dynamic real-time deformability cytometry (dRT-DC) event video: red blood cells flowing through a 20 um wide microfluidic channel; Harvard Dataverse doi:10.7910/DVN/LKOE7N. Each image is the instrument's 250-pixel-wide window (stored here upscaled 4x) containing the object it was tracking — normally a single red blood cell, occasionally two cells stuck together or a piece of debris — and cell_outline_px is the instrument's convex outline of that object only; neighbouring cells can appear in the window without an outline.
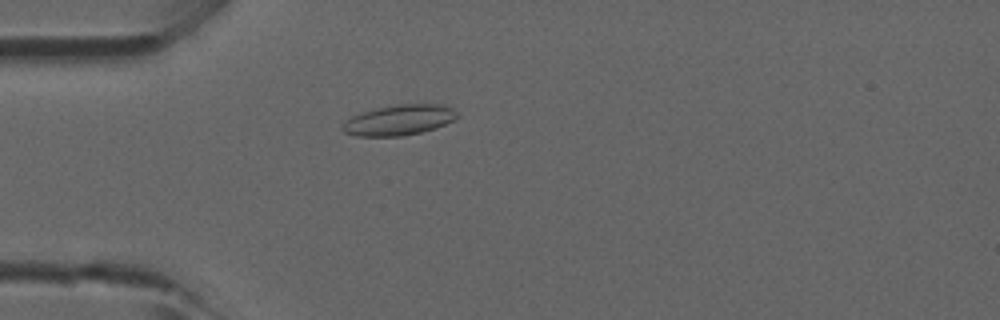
{"species": "common noctule bat (a hibernating species)", "species_latin": "Nyctalus noctula", "temperature_condition": "room temperature", "stored_images_in_passage": 46, "camera_frame_rate_fps": 3000, "um_per_image_px": 0.085, "animal": {"sex": "male", "forearm_length_mm": 52.5}, "frame": {"image": 1, "passage_image": 13, "time_ms": 4.0, "image_size_px": [1000, 320], "cell_outline_px": [[460, 116], [456, 120], [436, 128], [420, 132], [400, 136], [356, 136], [344, 132], [340, 128], [352, 116], [360, 112], [376, 108], [400, 104], [444, 104], [452, 108]], "centroid_in_image_um": [33.96, 10.2], "position_along_channel_um": 51.0, "area_um2": 20.4}}
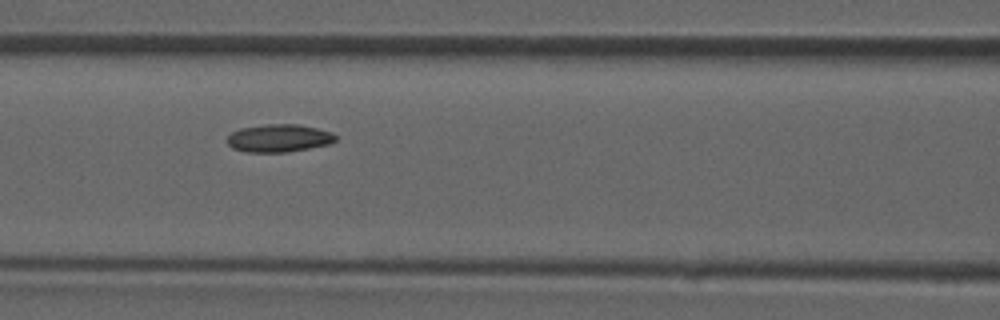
{"frame": {"image": 2, "passage_image": 20, "time_ms": 6.333, "image_size_px": [1000, 320], "cell_outline_px": [[336, 140], [328, 144], [308, 148], [284, 152], [248, 152], [232, 148], [228, 144], [228, 136], [232, 132], [240, 128], [268, 124], [300, 124], [332, 132], [336, 136]], "centroid_in_image_um": [23.7, 11.73], "position_along_channel_um": 142.9, "area_um2": 17.4}}
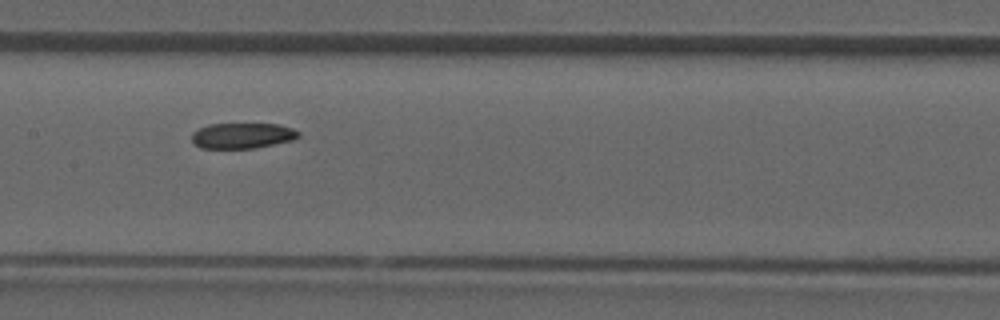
{"frame": {"image": 3, "passage_image": 23, "time_ms": 7.333, "image_size_px": [1000, 320], "cell_outline_px": [[300, 136], [292, 140], [252, 148], [200, 148], [192, 140], [192, 132], [208, 124], [280, 124], [292, 128], [300, 132]], "centroid_in_image_um": [20.6, 11.52], "position_along_channel_um": 186.8, "area_um2": 15.78}}